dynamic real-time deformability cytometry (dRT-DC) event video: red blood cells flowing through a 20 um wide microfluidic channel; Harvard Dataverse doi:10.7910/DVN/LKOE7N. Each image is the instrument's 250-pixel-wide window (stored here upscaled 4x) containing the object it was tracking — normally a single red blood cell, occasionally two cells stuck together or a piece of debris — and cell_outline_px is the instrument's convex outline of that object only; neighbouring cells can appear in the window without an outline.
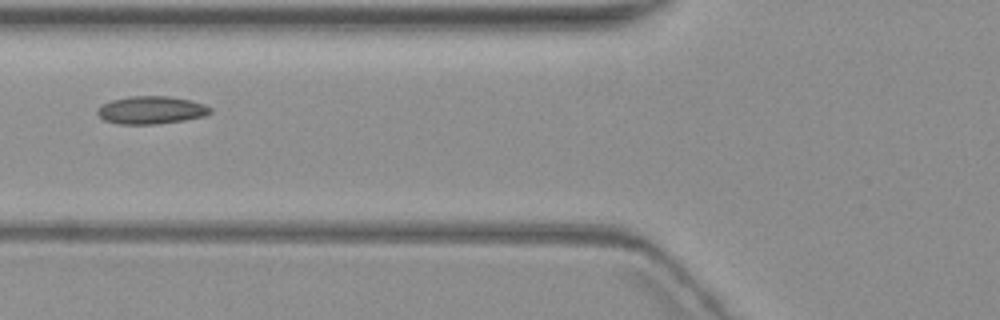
{"species": "common noctule bat (a hibernating species)", "species_latin": "Nyctalus noctula", "temperature_condition": "warm", "stored_images_in_passage": 5, "camera_frame_rate_fps": 3000, "um_per_image_px": 0.085, "animal": {"sex": "female", "body_mass_g": 19.3, "forearm_length_mm": 54.1}, "frame": {"image": 1, "passage_image": 5, "time_ms": 5.333, "image_size_px": [1000, 320], "cell_outline_px": [[212, 112], [204, 116], [184, 120], [152, 124], [120, 124], [104, 120], [96, 112], [104, 104], [112, 100], [128, 96], [168, 96], [188, 100], [204, 104], [212, 108]], "centroid_in_image_um": [12.87, 9.35], "position_along_channel_um": 112.9, "area_um2": 18.03}}